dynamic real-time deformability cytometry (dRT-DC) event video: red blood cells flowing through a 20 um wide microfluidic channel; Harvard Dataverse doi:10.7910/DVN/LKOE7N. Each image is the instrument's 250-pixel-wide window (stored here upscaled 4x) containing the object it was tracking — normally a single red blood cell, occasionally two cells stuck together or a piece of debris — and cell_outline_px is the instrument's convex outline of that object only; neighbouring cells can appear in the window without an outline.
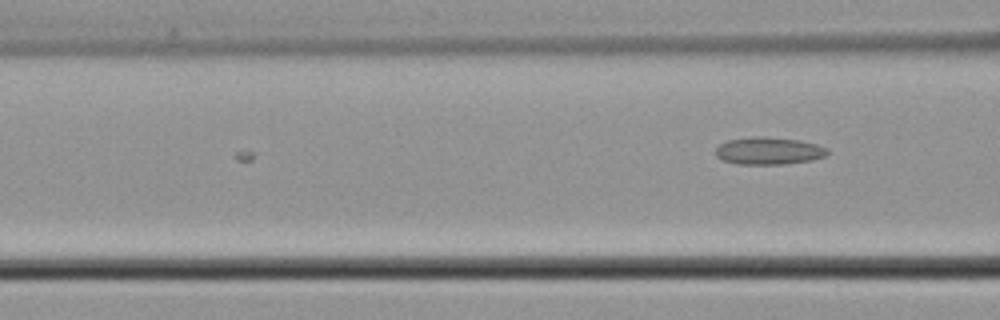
{"species": "common noctule bat (a hibernating species)", "species_latin": "Nyctalus noctula", "temperature_condition": "cold", "stored_images_in_passage": 4, "camera_frame_rate_fps": 3000, "um_per_image_px": 0.085, "animal": {"sex": "male", "body_mass_g": 21.5, "forearm_length_mm": 52.0}, "frame": {"image": 1, "passage_image": 4, "time_ms": 1.0, "image_size_px": [1000, 320], "cell_outline_px": [[828, 152], [824, 156], [812, 160], [784, 164], [740, 164], [724, 160], [716, 156], [716, 148], [720, 144], [728, 140], [752, 136], [764, 136], [800, 140], [816, 144], [828, 148]], "centroid_in_image_um": [65.35, 12.81], "position_along_channel_um": 101.3, "area_um2": 17.8}}